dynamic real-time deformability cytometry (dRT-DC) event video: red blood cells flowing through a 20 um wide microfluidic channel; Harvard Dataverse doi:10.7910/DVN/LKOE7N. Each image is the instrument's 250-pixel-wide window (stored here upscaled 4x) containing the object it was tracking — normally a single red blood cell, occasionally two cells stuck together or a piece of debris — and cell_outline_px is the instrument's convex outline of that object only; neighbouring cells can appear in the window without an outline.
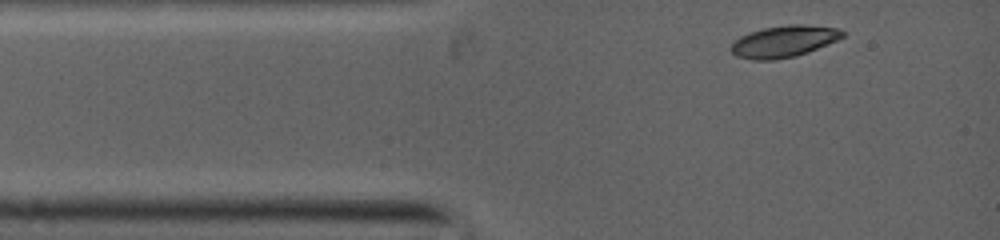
{"species": "common noctule bat (a hibernating species)", "species_latin": "Nyctalus noctula", "temperature_condition": "warm", "stored_images_in_passage": 3, "camera_frame_rate_fps": 5000, "um_per_image_px": 0.085, "animal": {"sex": "female", "body_mass_g": 19.0, "forearm_length_mm": 53.3}, "frame": {"image": 1, "passage_image": 1, "time_ms": 0.0, "image_size_px": [1000, 240], "cell_outline_px": [[844, 36], [836, 40], [796, 56], [772, 60], [756, 60], [736, 56], [732, 52], [732, 44], [736, 40], [752, 32], [764, 28], [836, 28], [844, 32]], "centroid_in_image_um": [66.56, 3.6], "position_along_channel_um": 18.4, "area_um2": 18.73}}
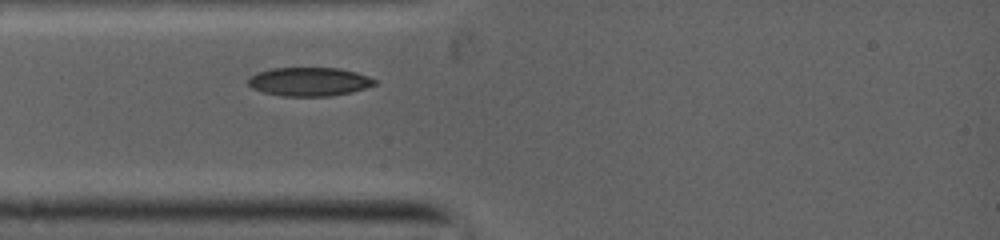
{"frame": {"image": 2, "passage_image": 3, "time_ms": 1.6, "image_size_px": [1000, 240], "cell_outline_px": [[376, 84], [364, 88], [348, 92], [328, 96], [284, 96], [264, 92], [252, 88], [248, 84], [248, 80], [256, 72], [272, 68], [336, 68], [356, 72], [368, 76], [376, 80]], "centroid_in_image_um": [26.26, 6.93], "position_along_channel_um": 58.7, "area_um2": 20.87}}